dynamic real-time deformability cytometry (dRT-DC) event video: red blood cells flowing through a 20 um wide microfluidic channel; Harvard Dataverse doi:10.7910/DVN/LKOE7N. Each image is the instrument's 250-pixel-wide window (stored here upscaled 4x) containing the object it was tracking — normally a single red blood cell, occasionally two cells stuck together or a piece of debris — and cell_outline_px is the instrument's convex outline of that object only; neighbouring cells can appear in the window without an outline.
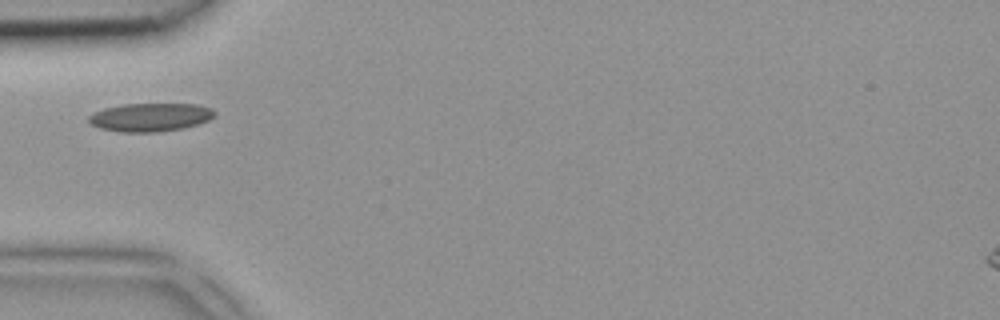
{"species": "common noctule bat (a hibernating species)", "species_latin": "Nyctalus noctula", "temperature_condition": "room temperature", "stored_images_in_passage": 6, "camera_frame_rate_fps": 3000, "um_per_image_px": 0.085, "animal": {"sex": "female", "body_mass_g": 18.4}, "frame": {"image": 1, "passage_image": 5, "time_ms": 1.333, "image_size_px": [1000, 320], "cell_outline_px": [[216, 116], [208, 120], [184, 128], [156, 132], [120, 132], [100, 128], [92, 124], [88, 120], [88, 116], [92, 112], [104, 108], [124, 104], [196, 104], [212, 108], [216, 112]], "centroid_in_image_um": [12.77, 9.96], "position_along_channel_um": 72.2, "area_um2": 20.87}}